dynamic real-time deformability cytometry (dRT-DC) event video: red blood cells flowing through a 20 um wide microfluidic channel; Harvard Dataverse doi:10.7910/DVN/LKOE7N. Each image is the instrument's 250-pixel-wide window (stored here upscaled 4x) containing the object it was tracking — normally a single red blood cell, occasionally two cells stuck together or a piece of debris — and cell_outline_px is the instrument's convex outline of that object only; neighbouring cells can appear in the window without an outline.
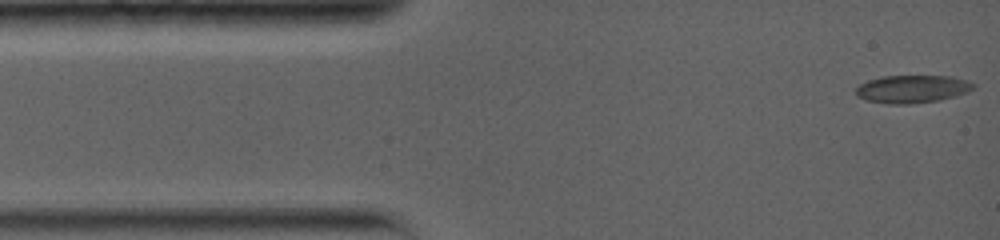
{"species": "common noctule bat (a hibernating species)", "species_latin": "Nyctalus noctula", "temperature_condition": "warm", "stored_images_in_passage": 29, "camera_frame_rate_fps": 5000, "um_per_image_px": 0.085, "animal": {"sex": "female", "body_mass_g": 19.0, "forearm_length_mm": 56.7}, "frame": {"image": 1, "passage_image": 1, "time_ms": 0.0, "image_size_px": [1000, 240], "cell_outline_px": [[976, 88], [968, 92], [936, 100], [912, 104], [888, 104], [868, 100], [856, 96], [856, 88], [860, 84], [868, 80], [880, 76], [952, 76], [968, 80], [976, 84]], "centroid_in_image_um": [77.55, 7.55], "position_along_channel_um": 7.4, "area_um2": 19.07}}
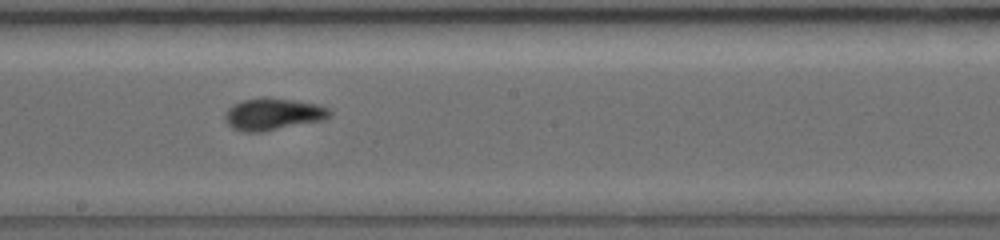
{"frame": {"image": 2, "passage_image": 13, "time_ms": 7.6, "image_size_px": [1000, 240], "cell_outline_px": [[332, 112], [324, 120], [260, 132], [240, 132], [232, 128], [224, 120], [224, 112], [232, 104], [244, 100], [264, 96], [292, 100], [316, 104], [328, 108]], "centroid_in_image_um": [23.14, 9.7], "position_along_channel_um": 225.1, "area_um2": 19.59}}
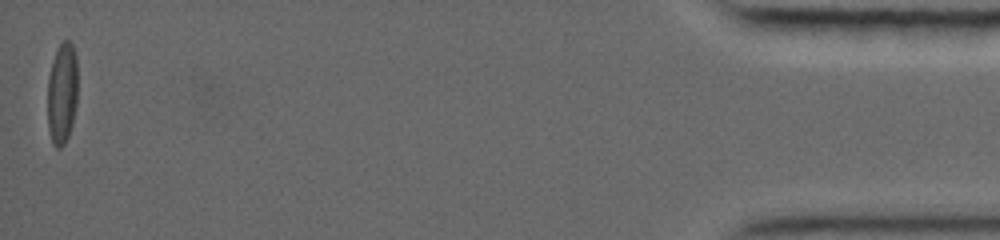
{"frame": {"image": 3, "passage_image": 29, "time_ms": 16.4, "image_size_px": [1000, 240], "cell_outline_px": [[76, 108], [72, 124], [68, 136], [64, 144], [60, 148], [56, 148], [52, 144], [48, 128], [48, 76], [52, 60], [60, 44], [64, 40], [68, 40], [72, 44], [76, 56]], "centroid_in_image_um": [5.26, 7.96], "position_along_channel_um": 429.9, "area_um2": 17.8}, "authors_computed_cell_mechanics": {"area_um2": 18.3226, "velocity_mm_per_s": 3.8175, "shape_relaxation_time_tau1_ms": 3.8802, "shape_relaxation_time_tau2_ms": 3.1649, "deformation_change_tau1": 0.1351, "deformation_change_tau2": 0.0754}}